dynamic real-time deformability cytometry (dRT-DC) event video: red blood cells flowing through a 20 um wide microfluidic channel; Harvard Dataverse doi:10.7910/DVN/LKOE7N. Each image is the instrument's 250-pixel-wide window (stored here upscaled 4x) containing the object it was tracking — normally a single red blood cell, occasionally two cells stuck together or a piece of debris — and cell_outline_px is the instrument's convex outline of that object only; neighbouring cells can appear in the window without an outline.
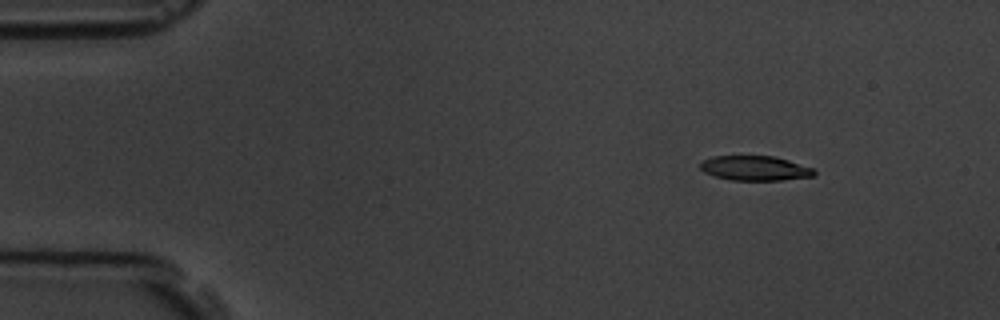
{"species": "common noctule bat (a hibernating species)", "species_latin": "Nyctalus noctula", "temperature_condition": "room temperature", "stored_images_in_passage": 9, "camera_frame_rate_fps": 3000, "um_per_image_px": 0.085, "animal": {"sex": "male", "body_mass_g": 19.5, "forearm_length_mm": 54.6}, "frame": {"image": 1, "passage_image": 2, "time_ms": 2.0, "image_size_px": [1000, 320], "cell_outline_px": [[816, 172], [812, 176], [780, 180], [732, 180], [716, 176], [704, 172], [700, 168], [700, 164], [704, 160], [712, 156], [776, 156], [812, 168]], "centroid_in_image_um": [64.16, 14.29], "position_along_channel_um": 20.8, "area_um2": 16.18}}
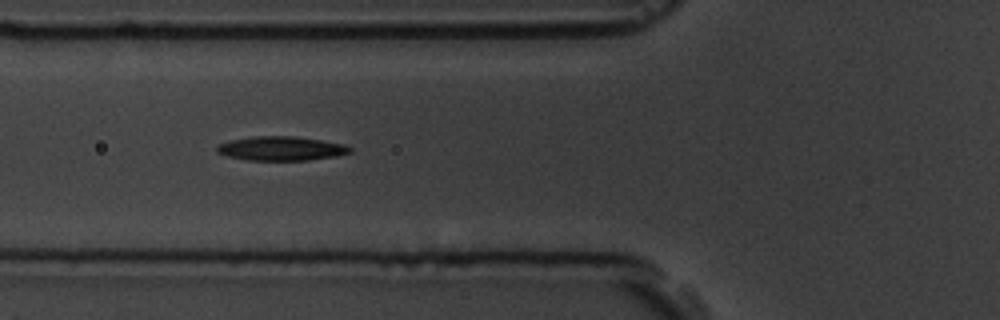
{"frame": {"image": 2, "passage_image": 6, "time_ms": 6.667, "image_size_px": [1000, 320], "cell_outline_px": [[352, 152], [336, 156], [308, 160], [248, 160], [228, 156], [216, 152], [216, 144], [228, 140], [252, 136], [296, 136], [344, 144], [352, 148]], "centroid_in_image_um": [23.86, 12.61], "position_along_channel_um": 101.9, "area_um2": 18.84}}
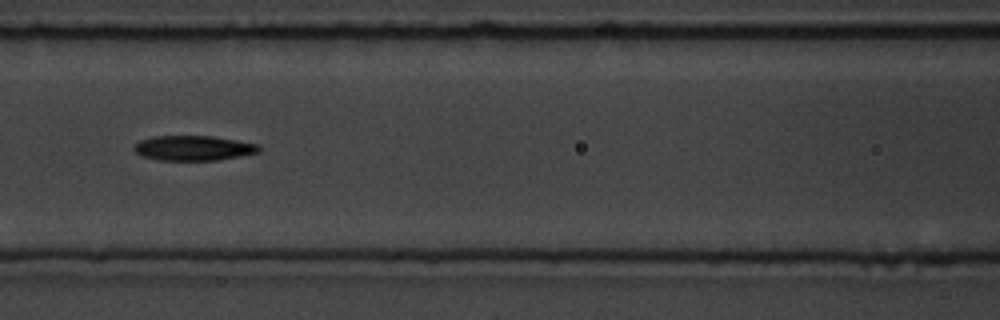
{"frame": {"image": 3, "passage_image": 7, "time_ms": 8.0, "image_size_px": [1000, 320], "cell_outline_px": [[260, 152], [240, 156], [216, 160], [160, 160], [140, 156], [132, 148], [140, 140], [152, 136], [212, 136], [236, 140], [256, 144], [260, 148]], "centroid_in_image_um": [16.41, 12.58], "position_along_channel_um": 150.2, "area_um2": 18.09}}